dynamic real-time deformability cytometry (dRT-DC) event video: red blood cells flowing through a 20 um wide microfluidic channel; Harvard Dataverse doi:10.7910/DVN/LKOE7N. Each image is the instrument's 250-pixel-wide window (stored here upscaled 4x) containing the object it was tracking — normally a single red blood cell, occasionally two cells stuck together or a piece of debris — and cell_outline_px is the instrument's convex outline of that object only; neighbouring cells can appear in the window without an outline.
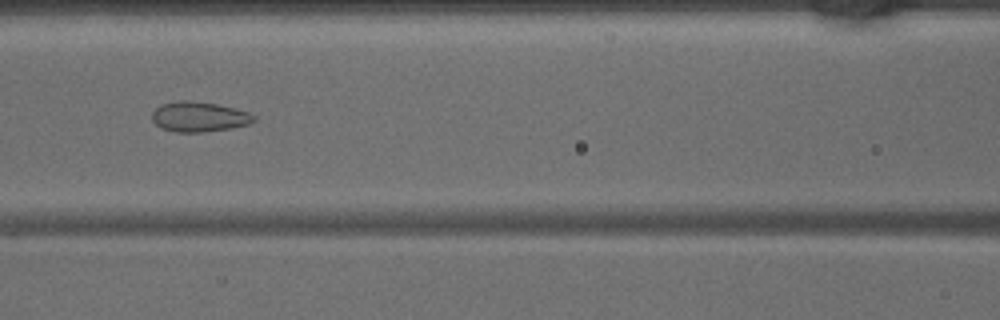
{"species": "common noctule bat (a hibernating species)", "species_latin": "Nyctalus noctula", "temperature_condition": "warm", "stored_images_in_passage": 24, "camera_frame_rate_fps": 3000, "um_per_image_px": 0.085, "animal": {"sex": "male", "body_mass_g": 15.6}, "frame": {"image": 1, "passage_image": 6, "time_ms": 1.667, "image_size_px": [1000, 320], "cell_outline_px": [[256, 120], [248, 124], [232, 128], [204, 132], [176, 132], [160, 128], [152, 120], [152, 112], [156, 108], [164, 104], [180, 100], [188, 100], [216, 104], [236, 108], [248, 112], [256, 116]], "centroid_in_image_um": [16.94, 9.93], "position_along_channel_um": 149.7, "area_um2": 17.86}}
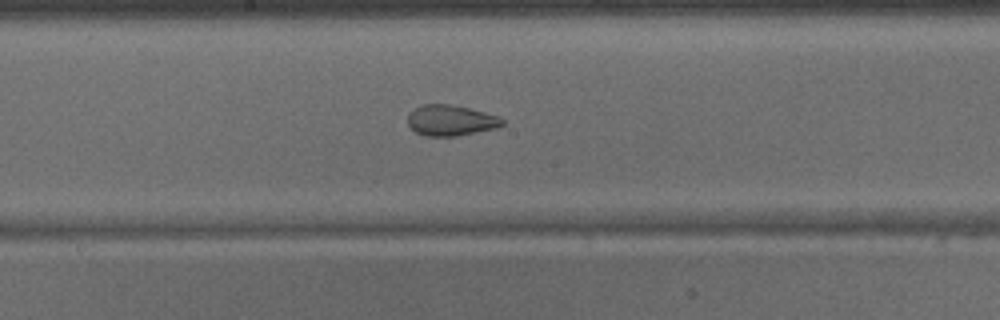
{"frame": {"image": 2, "passage_image": 10, "time_ms": 3.0, "image_size_px": [1000, 320], "cell_outline_px": [[504, 124], [496, 128], [456, 136], [428, 136], [416, 132], [408, 124], [408, 112], [412, 108], [420, 104], [452, 104], [484, 112], [496, 116], [504, 120]], "centroid_in_image_um": [38.27, 10.22], "position_along_channel_um": 209.9, "area_um2": 16.94}}
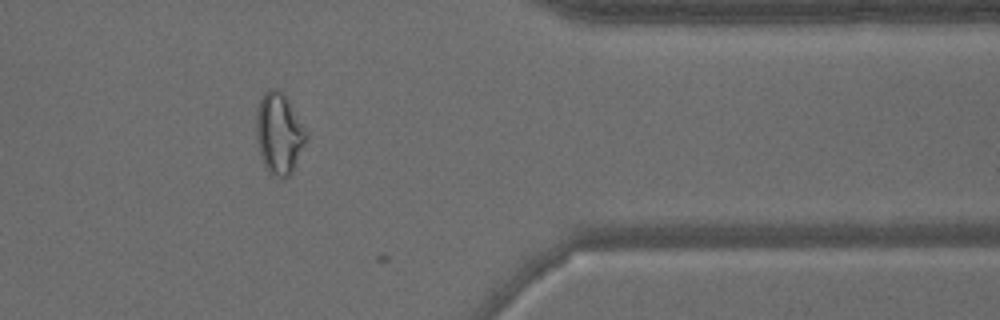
{"frame": {"image": 3, "passage_image": 23, "time_ms": 7.333, "image_size_px": [1000, 320], "cell_outline_px": [[308, 136], [292, 172], [284, 180], [268, 172], [264, 164], [260, 152], [256, 136], [256, 116], [260, 100], [264, 92], [268, 88], [276, 88], [288, 100], [308, 132]], "centroid_in_image_um": [23.72, 11.35], "position_along_channel_um": 387.7, "area_um2": 23.41}}